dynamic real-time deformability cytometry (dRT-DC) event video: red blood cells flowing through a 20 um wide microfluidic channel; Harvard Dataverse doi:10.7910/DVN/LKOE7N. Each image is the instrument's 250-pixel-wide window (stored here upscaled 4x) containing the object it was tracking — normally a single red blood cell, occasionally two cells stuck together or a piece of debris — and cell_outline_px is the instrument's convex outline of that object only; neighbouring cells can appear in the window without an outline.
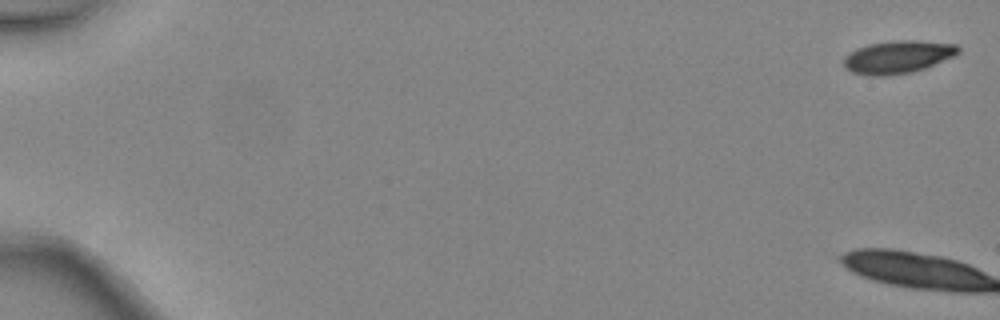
{"species": "common noctule bat (a hibernating species)", "species_latin": "Nyctalus noctula", "temperature_condition": "warm", "stored_images_in_passage": 8, "camera_frame_rate_fps": 3000, "um_per_image_px": 0.085, "animal": {"sex": "female", "body_mass_g": 24.6, "forearm_length_mm": 56.2}, "frame": {"image": 1, "passage_image": 1, "time_ms": 0.0, "image_size_px": [1000, 320], "cell_outline_px": [[960, 52], [952, 56], [924, 68], [912, 72], [884, 76], [868, 76], [852, 72], [844, 68], [844, 56], [856, 48], [868, 44], [892, 40], [920, 40], [956, 44], [960, 48]], "centroid_in_image_um": [76.27, 4.83], "position_along_channel_um": 8.7, "area_um2": 21.96}}
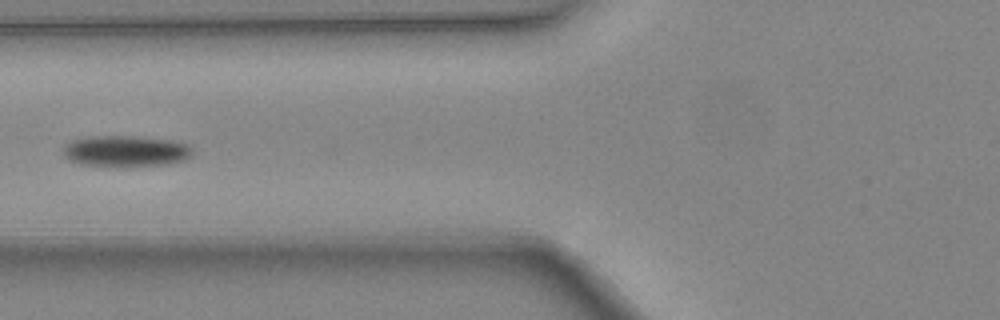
{"frame": {"image": 2, "passage_image": 7, "time_ms": 2.0, "image_size_px": [1000, 320], "cell_outline_px": [[192, 156], [184, 160], [168, 164], [128, 168], [124, 168], [80, 164], [68, 160], [64, 156], [64, 144], [72, 140], [88, 136], [136, 136], [172, 140], [188, 144], [192, 148]], "centroid_in_image_um": [10.69, 12.87], "position_along_channel_um": 115.1, "area_um2": 24.22}}
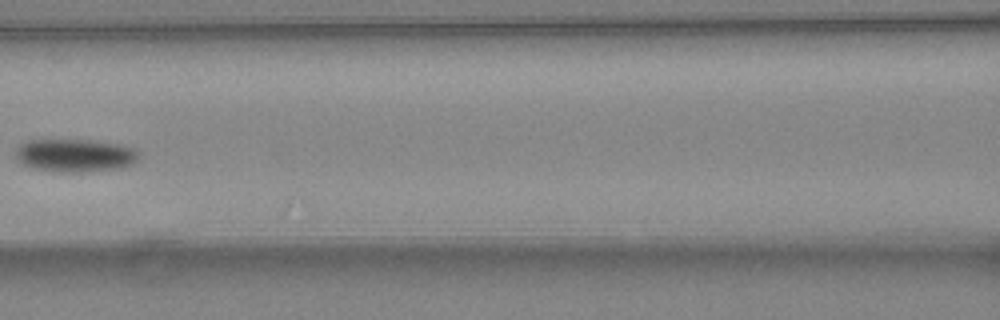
{"frame": {"image": 3, "passage_image": 8, "time_ms": 2.333, "image_size_px": [1000, 320], "cell_outline_px": [[140, 156], [132, 164], [124, 168], [80, 172], [64, 172], [32, 168], [16, 160], [16, 148], [20, 144], [28, 140], [88, 140], [116, 144], [136, 148], [140, 152]], "centroid_in_image_um": [6.4, 13.21], "position_along_channel_um": 160.2, "area_um2": 23.76}}